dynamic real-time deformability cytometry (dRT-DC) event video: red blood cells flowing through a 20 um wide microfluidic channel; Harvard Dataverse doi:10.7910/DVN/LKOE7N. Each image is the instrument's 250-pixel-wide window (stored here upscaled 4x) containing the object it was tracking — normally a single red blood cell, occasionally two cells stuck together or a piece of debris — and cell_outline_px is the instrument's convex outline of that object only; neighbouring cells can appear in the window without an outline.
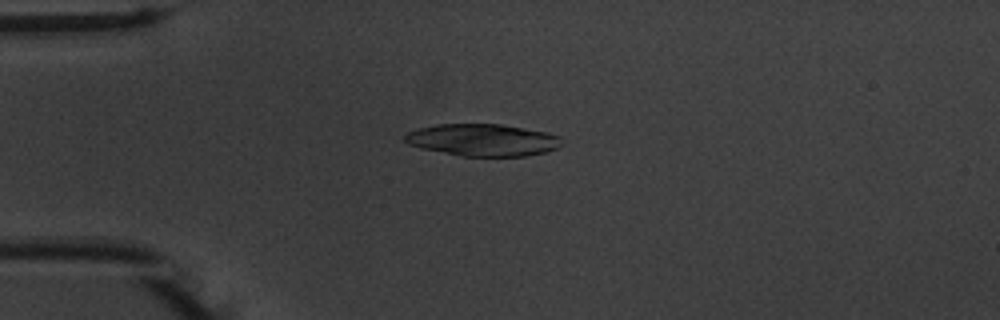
{"species": "common noctule bat (a hibernating species)", "species_latin": "Nyctalus noctula", "temperature_condition": "warm", "stored_images_in_passage": 41, "camera_frame_rate_fps": 3000, "um_per_image_px": 0.085, "animal": {"sex": "male", "body_mass_g": 20.1, "forearm_length_mm": 53.5}, "frame": {"image": 1, "passage_image": 1, "time_ms": 0.0, "image_size_px": [1000, 320], "cell_outline_px": [[564, 144], [548, 152], [524, 156], [460, 156], [420, 148], [408, 144], [404, 140], [404, 136], [408, 132], [420, 128], [436, 124], [500, 124], [548, 132], [560, 136]], "centroid_in_image_um": [41.06, 11.9], "position_along_channel_um": 43.9, "area_um2": 29.54}}